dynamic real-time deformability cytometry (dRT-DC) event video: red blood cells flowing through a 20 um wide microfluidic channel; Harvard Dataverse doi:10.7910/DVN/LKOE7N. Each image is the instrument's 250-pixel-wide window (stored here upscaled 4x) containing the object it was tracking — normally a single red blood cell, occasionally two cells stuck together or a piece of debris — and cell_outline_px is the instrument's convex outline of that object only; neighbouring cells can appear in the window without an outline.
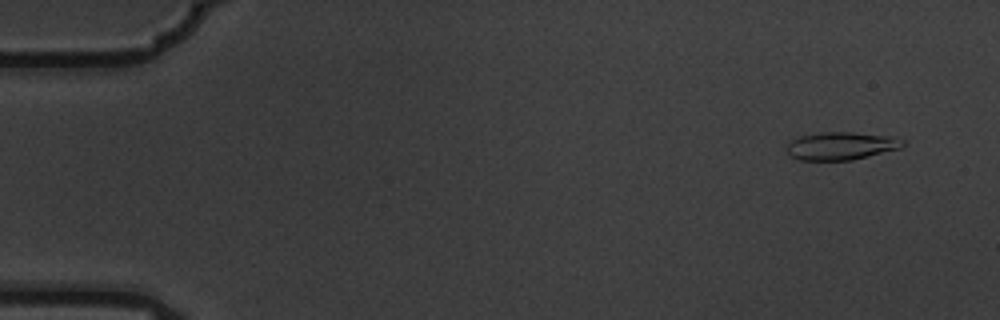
{"species": "common noctule bat (a hibernating species)", "species_latin": "Nyctalus noctula", "temperature_condition": "warm", "stored_images_in_passage": 4, "camera_frame_rate_fps": 3000, "um_per_image_px": 0.085, "animal": {"sex": "male", "body_mass_g": 19.5, "forearm_length_mm": 54.6}, "frame": {"image": 1, "passage_image": 1, "time_ms": 0.0, "image_size_px": [1000, 320], "cell_outline_px": [[904, 144], [900, 148], [852, 160], [800, 160], [792, 156], [784, 148], [792, 140], [800, 136], [820, 132], [852, 132], [892, 136], [904, 140]], "centroid_in_image_um": [71.48, 12.39], "position_along_channel_um": 13.5, "area_um2": 18.79}}